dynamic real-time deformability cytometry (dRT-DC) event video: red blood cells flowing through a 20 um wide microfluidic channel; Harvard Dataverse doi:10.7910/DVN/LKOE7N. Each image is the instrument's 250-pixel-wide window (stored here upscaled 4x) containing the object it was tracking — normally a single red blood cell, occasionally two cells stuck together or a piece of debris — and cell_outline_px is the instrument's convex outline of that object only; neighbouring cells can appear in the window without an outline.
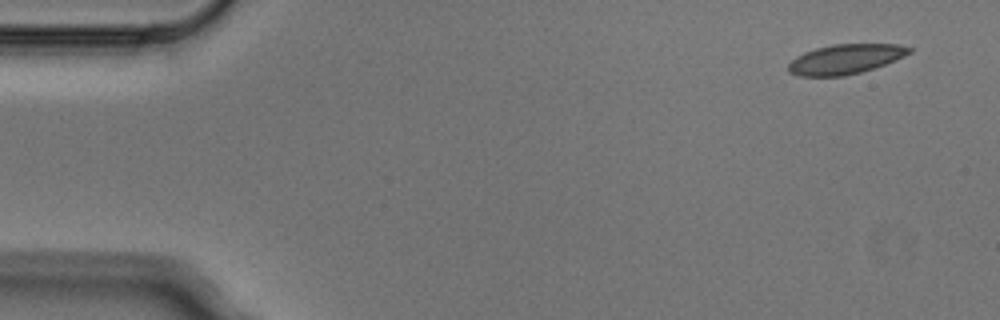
{"species": "Egyptian fruit bat (a non-hibernating species)", "species_latin": "Rousettus aegyptiacus", "temperature_condition": "cold", "stored_images_in_passage": 4, "camera_frame_rate_fps": 3000, "um_per_image_px": 0.085, "animal": {"sex": "male"}, "frame": {"image": 1, "passage_image": 1, "time_ms": 0.0, "image_size_px": [1000, 320], "cell_outline_px": [[912, 52], [904, 56], [884, 64], [860, 72], [844, 76], [800, 76], [788, 72], [788, 64], [796, 56], [804, 52], [816, 48], [832, 44], [900, 44], [912, 48]], "centroid_in_image_um": [71.84, 5.02], "position_along_channel_um": 13.2, "area_um2": 20.87}}
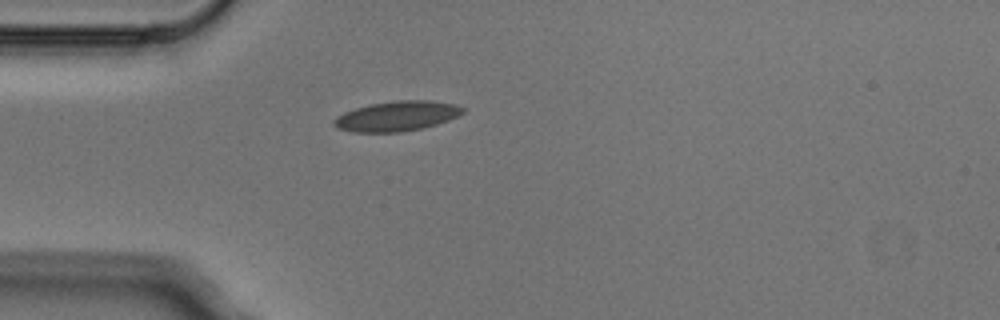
{"frame": {"image": 2, "passage_image": 4, "time_ms": 1.0, "image_size_px": [1000, 320], "cell_outline_px": [[464, 112], [448, 120], [424, 128], [400, 132], [352, 132], [336, 128], [332, 124], [332, 120], [336, 116], [344, 112], [368, 104], [396, 100], [428, 100], [456, 104], [464, 108]], "centroid_in_image_um": [33.69, 9.87], "position_along_channel_um": 51.3, "area_um2": 22.66}}